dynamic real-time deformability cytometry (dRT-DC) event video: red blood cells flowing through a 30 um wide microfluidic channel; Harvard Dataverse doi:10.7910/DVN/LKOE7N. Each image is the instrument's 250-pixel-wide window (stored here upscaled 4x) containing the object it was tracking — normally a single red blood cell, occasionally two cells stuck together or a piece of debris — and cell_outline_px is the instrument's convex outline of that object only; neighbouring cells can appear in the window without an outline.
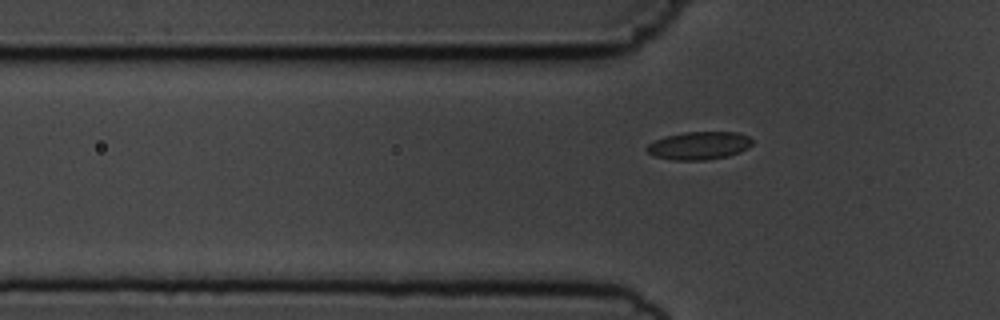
{"species": "common noctule bat (a hibernating species)", "species_latin": "Nyctalus noctula", "temperature_condition": "cold", "stored_images_in_passage": 8, "camera_frame_rate_fps": 3000, "um_per_image_px": 0.085, "animal": {"sex": "male", "body_mass_g": 19.5, "forearm_length_mm": 54.6}, "frame": {"image": 1, "passage_image": 8, "time_ms": 8.667, "image_size_px": [1000, 320], "cell_outline_px": [[752, 144], [748, 148], [740, 152], [728, 156], [708, 160], [676, 160], [656, 156], [648, 152], [644, 148], [648, 144], [664, 136], [684, 132], [736, 132], [748, 136], [752, 140]], "centroid_in_image_um": [59.43, 12.37], "position_along_channel_um": 66.4, "area_um2": 17.17}}